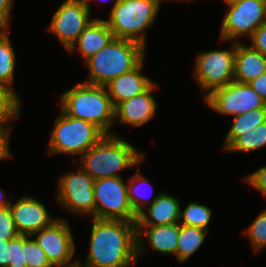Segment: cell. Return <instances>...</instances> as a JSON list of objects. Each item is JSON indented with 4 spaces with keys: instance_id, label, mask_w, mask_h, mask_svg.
I'll return each mask as SVG.
<instances>
[{
    "instance_id": "cell-39",
    "label": "cell",
    "mask_w": 266,
    "mask_h": 267,
    "mask_svg": "<svg viewBox=\"0 0 266 267\" xmlns=\"http://www.w3.org/2000/svg\"><path fill=\"white\" fill-rule=\"evenodd\" d=\"M90 1L91 0H83L84 4L87 6V8L91 11V6H90ZM94 1V0H93ZM105 1V0H100V2Z\"/></svg>"
},
{
    "instance_id": "cell-5",
    "label": "cell",
    "mask_w": 266,
    "mask_h": 267,
    "mask_svg": "<svg viewBox=\"0 0 266 267\" xmlns=\"http://www.w3.org/2000/svg\"><path fill=\"white\" fill-rule=\"evenodd\" d=\"M160 4V0H115L105 21L115 38L131 39L146 47L145 32L156 21Z\"/></svg>"
},
{
    "instance_id": "cell-31",
    "label": "cell",
    "mask_w": 266,
    "mask_h": 267,
    "mask_svg": "<svg viewBox=\"0 0 266 267\" xmlns=\"http://www.w3.org/2000/svg\"><path fill=\"white\" fill-rule=\"evenodd\" d=\"M9 265L8 267H26L24 261L23 235H18L9 240Z\"/></svg>"
},
{
    "instance_id": "cell-13",
    "label": "cell",
    "mask_w": 266,
    "mask_h": 267,
    "mask_svg": "<svg viewBox=\"0 0 266 267\" xmlns=\"http://www.w3.org/2000/svg\"><path fill=\"white\" fill-rule=\"evenodd\" d=\"M90 13L83 0H65L53 14L47 30L69 50L85 27L93 21Z\"/></svg>"
},
{
    "instance_id": "cell-20",
    "label": "cell",
    "mask_w": 266,
    "mask_h": 267,
    "mask_svg": "<svg viewBox=\"0 0 266 267\" xmlns=\"http://www.w3.org/2000/svg\"><path fill=\"white\" fill-rule=\"evenodd\" d=\"M266 72V56L250 45L236 42L234 81L250 83Z\"/></svg>"
},
{
    "instance_id": "cell-26",
    "label": "cell",
    "mask_w": 266,
    "mask_h": 267,
    "mask_svg": "<svg viewBox=\"0 0 266 267\" xmlns=\"http://www.w3.org/2000/svg\"><path fill=\"white\" fill-rule=\"evenodd\" d=\"M137 167H138V173H135V175L132 176V177L129 176V179L127 180L128 181L127 183H129V184H127L128 198H129L131 207H132V209L134 211V214L136 216H138L141 212H143V210L149 204V201L147 200L148 197L145 196L146 194L144 195V193L142 194V192H141V191H143L142 187H145L147 185L149 187L148 190H150V191L154 190L152 188V186H150V184H149L150 181L148 179H146L142 175V173H139V170H140L139 167L140 166H137ZM145 189H147V188H145ZM146 201H148V202H146Z\"/></svg>"
},
{
    "instance_id": "cell-17",
    "label": "cell",
    "mask_w": 266,
    "mask_h": 267,
    "mask_svg": "<svg viewBox=\"0 0 266 267\" xmlns=\"http://www.w3.org/2000/svg\"><path fill=\"white\" fill-rule=\"evenodd\" d=\"M150 203L137 216L136 226H160L179 223L181 204L176 197L161 192L155 195Z\"/></svg>"
},
{
    "instance_id": "cell-24",
    "label": "cell",
    "mask_w": 266,
    "mask_h": 267,
    "mask_svg": "<svg viewBox=\"0 0 266 267\" xmlns=\"http://www.w3.org/2000/svg\"><path fill=\"white\" fill-rule=\"evenodd\" d=\"M266 147V122L249 132H239V137L225 150L231 152H252Z\"/></svg>"
},
{
    "instance_id": "cell-2",
    "label": "cell",
    "mask_w": 266,
    "mask_h": 267,
    "mask_svg": "<svg viewBox=\"0 0 266 267\" xmlns=\"http://www.w3.org/2000/svg\"><path fill=\"white\" fill-rule=\"evenodd\" d=\"M60 96V111L94 124L105 135L112 133L109 131L115 124V107L106 86L78 83Z\"/></svg>"
},
{
    "instance_id": "cell-27",
    "label": "cell",
    "mask_w": 266,
    "mask_h": 267,
    "mask_svg": "<svg viewBox=\"0 0 266 267\" xmlns=\"http://www.w3.org/2000/svg\"><path fill=\"white\" fill-rule=\"evenodd\" d=\"M212 211L207 205L193 201L180 211V225L194 226L209 231Z\"/></svg>"
},
{
    "instance_id": "cell-10",
    "label": "cell",
    "mask_w": 266,
    "mask_h": 267,
    "mask_svg": "<svg viewBox=\"0 0 266 267\" xmlns=\"http://www.w3.org/2000/svg\"><path fill=\"white\" fill-rule=\"evenodd\" d=\"M94 182L81 167L62 175L56 190L57 202L77 215L95 218Z\"/></svg>"
},
{
    "instance_id": "cell-8",
    "label": "cell",
    "mask_w": 266,
    "mask_h": 267,
    "mask_svg": "<svg viewBox=\"0 0 266 267\" xmlns=\"http://www.w3.org/2000/svg\"><path fill=\"white\" fill-rule=\"evenodd\" d=\"M227 6L220 28L222 42H241L243 36L249 39L260 25L266 23V0H236Z\"/></svg>"
},
{
    "instance_id": "cell-14",
    "label": "cell",
    "mask_w": 266,
    "mask_h": 267,
    "mask_svg": "<svg viewBox=\"0 0 266 267\" xmlns=\"http://www.w3.org/2000/svg\"><path fill=\"white\" fill-rule=\"evenodd\" d=\"M16 231L20 235L33 233L50 226L58 218H52L44 203L36 198L23 196L9 205Z\"/></svg>"
},
{
    "instance_id": "cell-6",
    "label": "cell",
    "mask_w": 266,
    "mask_h": 267,
    "mask_svg": "<svg viewBox=\"0 0 266 267\" xmlns=\"http://www.w3.org/2000/svg\"><path fill=\"white\" fill-rule=\"evenodd\" d=\"M104 133L94 124L66 115L63 111L56 118L49 139L48 152L82 156L96 145Z\"/></svg>"
},
{
    "instance_id": "cell-16",
    "label": "cell",
    "mask_w": 266,
    "mask_h": 267,
    "mask_svg": "<svg viewBox=\"0 0 266 267\" xmlns=\"http://www.w3.org/2000/svg\"><path fill=\"white\" fill-rule=\"evenodd\" d=\"M145 231V232H143ZM143 234L148 240L150 247L155 252L176 257L178 237L180 234V224H167L160 226H137V256L138 259L147 250L145 247ZM146 248V249H145Z\"/></svg>"
},
{
    "instance_id": "cell-4",
    "label": "cell",
    "mask_w": 266,
    "mask_h": 267,
    "mask_svg": "<svg viewBox=\"0 0 266 267\" xmlns=\"http://www.w3.org/2000/svg\"><path fill=\"white\" fill-rule=\"evenodd\" d=\"M146 47L131 39L114 38L106 47L84 61L88 67L86 83L106 86L136 68L145 57Z\"/></svg>"
},
{
    "instance_id": "cell-33",
    "label": "cell",
    "mask_w": 266,
    "mask_h": 267,
    "mask_svg": "<svg viewBox=\"0 0 266 267\" xmlns=\"http://www.w3.org/2000/svg\"><path fill=\"white\" fill-rule=\"evenodd\" d=\"M11 123H0V161L11 157L9 140L11 136Z\"/></svg>"
},
{
    "instance_id": "cell-23",
    "label": "cell",
    "mask_w": 266,
    "mask_h": 267,
    "mask_svg": "<svg viewBox=\"0 0 266 267\" xmlns=\"http://www.w3.org/2000/svg\"><path fill=\"white\" fill-rule=\"evenodd\" d=\"M9 34V29H0V82L12 87L16 55Z\"/></svg>"
},
{
    "instance_id": "cell-3",
    "label": "cell",
    "mask_w": 266,
    "mask_h": 267,
    "mask_svg": "<svg viewBox=\"0 0 266 267\" xmlns=\"http://www.w3.org/2000/svg\"><path fill=\"white\" fill-rule=\"evenodd\" d=\"M79 160L81 168L96 180L121 176L120 171L140 165L139 163L144 160V154L112 133L104 135Z\"/></svg>"
},
{
    "instance_id": "cell-21",
    "label": "cell",
    "mask_w": 266,
    "mask_h": 267,
    "mask_svg": "<svg viewBox=\"0 0 266 267\" xmlns=\"http://www.w3.org/2000/svg\"><path fill=\"white\" fill-rule=\"evenodd\" d=\"M209 231L194 226L180 225L176 259L186 262L203 244Z\"/></svg>"
},
{
    "instance_id": "cell-36",
    "label": "cell",
    "mask_w": 266,
    "mask_h": 267,
    "mask_svg": "<svg viewBox=\"0 0 266 267\" xmlns=\"http://www.w3.org/2000/svg\"><path fill=\"white\" fill-rule=\"evenodd\" d=\"M248 84L266 102V72Z\"/></svg>"
},
{
    "instance_id": "cell-37",
    "label": "cell",
    "mask_w": 266,
    "mask_h": 267,
    "mask_svg": "<svg viewBox=\"0 0 266 267\" xmlns=\"http://www.w3.org/2000/svg\"><path fill=\"white\" fill-rule=\"evenodd\" d=\"M9 241L0 240V267H8L9 265Z\"/></svg>"
},
{
    "instance_id": "cell-15",
    "label": "cell",
    "mask_w": 266,
    "mask_h": 267,
    "mask_svg": "<svg viewBox=\"0 0 266 267\" xmlns=\"http://www.w3.org/2000/svg\"><path fill=\"white\" fill-rule=\"evenodd\" d=\"M157 88L153 82L143 93L119 103L115 107V122L136 128L149 122L157 112V101L152 94Z\"/></svg>"
},
{
    "instance_id": "cell-32",
    "label": "cell",
    "mask_w": 266,
    "mask_h": 267,
    "mask_svg": "<svg viewBox=\"0 0 266 267\" xmlns=\"http://www.w3.org/2000/svg\"><path fill=\"white\" fill-rule=\"evenodd\" d=\"M244 181L266 198V165L244 177Z\"/></svg>"
},
{
    "instance_id": "cell-25",
    "label": "cell",
    "mask_w": 266,
    "mask_h": 267,
    "mask_svg": "<svg viewBox=\"0 0 266 267\" xmlns=\"http://www.w3.org/2000/svg\"><path fill=\"white\" fill-rule=\"evenodd\" d=\"M21 97L8 84L0 82V123H12L21 113Z\"/></svg>"
},
{
    "instance_id": "cell-38",
    "label": "cell",
    "mask_w": 266,
    "mask_h": 267,
    "mask_svg": "<svg viewBox=\"0 0 266 267\" xmlns=\"http://www.w3.org/2000/svg\"><path fill=\"white\" fill-rule=\"evenodd\" d=\"M4 193L5 192H3L2 190H0V208L7 207L11 203V201L9 199L8 200L5 199L7 196H5Z\"/></svg>"
},
{
    "instance_id": "cell-7",
    "label": "cell",
    "mask_w": 266,
    "mask_h": 267,
    "mask_svg": "<svg viewBox=\"0 0 266 267\" xmlns=\"http://www.w3.org/2000/svg\"><path fill=\"white\" fill-rule=\"evenodd\" d=\"M229 49H216L197 54L194 67V78L204 98L214 89L234 81L236 42L231 41Z\"/></svg>"
},
{
    "instance_id": "cell-29",
    "label": "cell",
    "mask_w": 266,
    "mask_h": 267,
    "mask_svg": "<svg viewBox=\"0 0 266 267\" xmlns=\"http://www.w3.org/2000/svg\"><path fill=\"white\" fill-rule=\"evenodd\" d=\"M251 241L254 251H260L266 247V209L260 212L253 222L243 232Z\"/></svg>"
},
{
    "instance_id": "cell-1",
    "label": "cell",
    "mask_w": 266,
    "mask_h": 267,
    "mask_svg": "<svg viewBox=\"0 0 266 267\" xmlns=\"http://www.w3.org/2000/svg\"><path fill=\"white\" fill-rule=\"evenodd\" d=\"M86 261L81 267H130L138 259L136 222L92 218Z\"/></svg>"
},
{
    "instance_id": "cell-40",
    "label": "cell",
    "mask_w": 266,
    "mask_h": 267,
    "mask_svg": "<svg viewBox=\"0 0 266 267\" xmlns=\"http://www.w3.org/2000/svg\"><path fill=\"white\" fill-rule=\"evenodd\" d=\"M162 1H163V0H160L161 3H162ZM164 1H165V0H164ZM166 1H170V0H166ZM171 1H173V0H171ZM175 1H177V0H175ZM179 1H182V0H179ZM183 1H185V2H187V1H188V2H193V1H195V0H183Z\"/></svg>"
},
{
    "instance_id": "cell-34",
    "label": "cell",
    "mask_w": 266,
    "mask_h": 267,
    "mask_svg": "<svg viewBox=\"0 0 266 267\" xmlns=\"http://www.w3.org/2000/svg\"><path fill=\"white\" fill-rule=\"evenodd\" d=\"M249 40L253 49L266 56V23L260 25Z\"/></svg>"
},
{
    "instance_id": "cell-22",
    "label": "cell",
    "mask_w": 266,
    "mask_h": 267,
    "mask_svg": "<svg viewBox=\"0 0 266 267\" xmlns=\"http://www.w3.org/2000/svg\"><path fill=\"white\" fill-rule=\"evenodd\" d=\"M233 118L235 119L225 136L222 150H226L239 137V132H249L251 129L264 124L266 122V108L245 112Z\"/></svg>"
},
{
    "instance_id": "cell-41",
    "label": "cell",
    "mask_w": 266,
    "mask_h": 267,
    "mask_svg": "<svg viewBox=\"0 0 266 267\" xmlns=\"http://www.w3.org/2000/svg\"><path fill=\"white\" fill-rule=\"evenodd\" d=\"M224 1L226 2V4H228V3H231V2L236 1V0H224Z\"/></svg>"
},
{
    "instance_id": "cell-35",
    "label": "cell",
    "mask_w": 266,
    "mask_h": 267,
    "mask_svg": "<svg viewBox=\"0 0 266 267\" xmlns=\"http://www.w3.org/2000/svg\"><path fill=\"white\" fill-rule=\"evenodd\" d=\"M15 0H0V29H8Z\"/></svg>"
},
{
    "instance_id": "cell-11",
    "label": "cell",
    "mask_w": 266,
    "mask_h": 267,
    "mask_svg": "<svg viewBox=\"0 0 266 267\" xmlns=\"http://www.w3.org/2000/svg\"><path fill=\"white\" fill-rule=\"evenodd\" d=\"M204 102L224 116H236L256 109L266 108V102L248 83L232 81L214 89Z\"/></svg>"
},
{
    "instance_id": "cell-12",
    "label": "cell",
    "mask_w": 266,
    "mask_h": 267,
    "mask_svg": "<svg viewBox=\"0 0 266 267\" xmlns=\"http://www.w3.org/2000/svg\"><path fill=\"white\" fill-rule=\"evenodd\" d=\"M31 237H35L33 240L45 252L53 267H74L78 264V259H72L76 246L66 219L58 218L50 226L33 233Z\"/></svg>"
},
{
    "instance_id": "cell-28",
    "label": "cell",
    "mask_w": 266,
    "mask_h": 267,
    "mask_svg": "<svg viewBox=\"0 0 266 267\" xmlns=\"http://www.w3.org/2000/svg\"><path fill=\"white\" fill-rule=\"evenodd\" d=\"M23 249L26 267H53L33 237L23 235Z\"/></svg>"
},
{
    "instance_id": "cell-30",
    "label": "cell",
    "mask_w": 266,
    "mask_h": 267,
    "mask_svg": "<svg viewBox=\"0 0 266 267\" xmlns=\"http://www.w3.org/2000/svg\"><path fill=\"white\" fill-rule=\"evenodd\" d=\"M9 206L0 208V240H11L18 236Z\"/></svg>"
},
{
    "instance_id": "cell-19",
    "label": "cell",
    "mask_w": 266,
    "mask_h": 267,
    "mask_svg": "<svg viewBox=\"0 0 266 267\" xmlns=\"http://www.w3.org/2000/svg\"><path fill=\"white\" fill-rule=\"evenodd\" d=\"M113 32L110 30L105 19L94 18L80 34L78 40L68 50L73 53L76 45L81 53L83 60H87L92 55L98 53L102 48L106 47L113 39Z\"/></svg>"
},
{
    "instance_id": "cell-18",
    "label": "cell",
    "mask_w": 266,
    "mask_h": 267,
    "mask_svg": "<svg viewBox=\"0 0 266 267\" xmlns=\"http://www.w3.org/2000/svg\"><path fill=\"white\" fill-rule=\"evenodd\" d=\"M144 61L136 68L112 79L107 85L108 94L114 107L140 93H143L154 81L142 74Z\"/></svg>"
},
{
    "instance_id": "cell-9",
    "label": "cell",
    "mask_w": 266,
    "mask_h": 267,
    "mask_svg": "<svg viewBox=\"0 0 266 267\" xmlns=\"http://www.w3.org/2000/svg\"><path fill=\"white\" fill-rule=\"evenodd\" d=\"M127 184L121 176L95 180V218L137 222L128 198Z\"/></svg>"
}]
</instances>
